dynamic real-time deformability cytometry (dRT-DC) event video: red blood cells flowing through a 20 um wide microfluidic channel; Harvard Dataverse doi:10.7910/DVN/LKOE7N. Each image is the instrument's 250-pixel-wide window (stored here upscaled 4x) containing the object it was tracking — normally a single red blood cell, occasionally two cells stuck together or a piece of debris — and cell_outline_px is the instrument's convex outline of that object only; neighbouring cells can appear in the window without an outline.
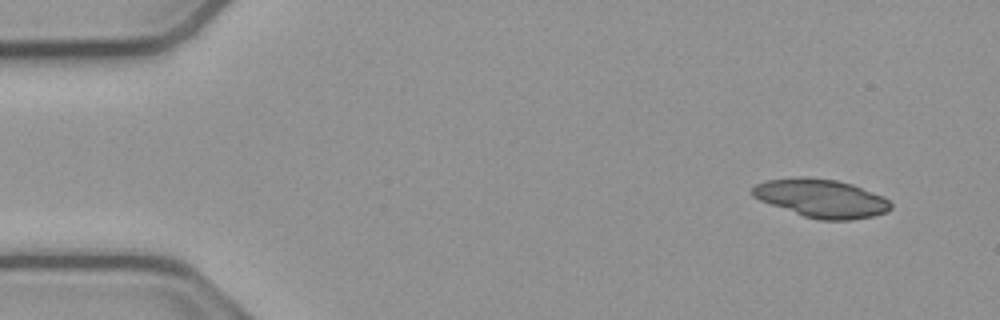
{"species": "common noctule bat (a hibernating species)", "species_latin": "Nyctalus noctula", "temperature_condition": "cold", "stored_images_in_passage": 50, "segment_of_instrument_passage": [1, 2], "camera_frame_rate_fps": 3000, "um_per_image_px": 0.085, "animal": {"sex": "male", "body_mass_g": 23.1, "forearm_length_mm": 52.7}, "frame": {"image": 1, "passage_image": 1, "time_ms": 0.0, "image_size_px": [1000, 320], "cell_outline_px": [[892, 208], [888, 212], [872, 216], [852, 220], [820, 220], [804, 216], [760, 200], [752, 196], [752, 188], [756, 184], [764, 180], [836, 180], [852, 184], [884, 196], [892, 204]], "centroid_in_image_um": [69.89, 16.91], "position_along_channel_um": 15.1, "area_um2": 29.88}}